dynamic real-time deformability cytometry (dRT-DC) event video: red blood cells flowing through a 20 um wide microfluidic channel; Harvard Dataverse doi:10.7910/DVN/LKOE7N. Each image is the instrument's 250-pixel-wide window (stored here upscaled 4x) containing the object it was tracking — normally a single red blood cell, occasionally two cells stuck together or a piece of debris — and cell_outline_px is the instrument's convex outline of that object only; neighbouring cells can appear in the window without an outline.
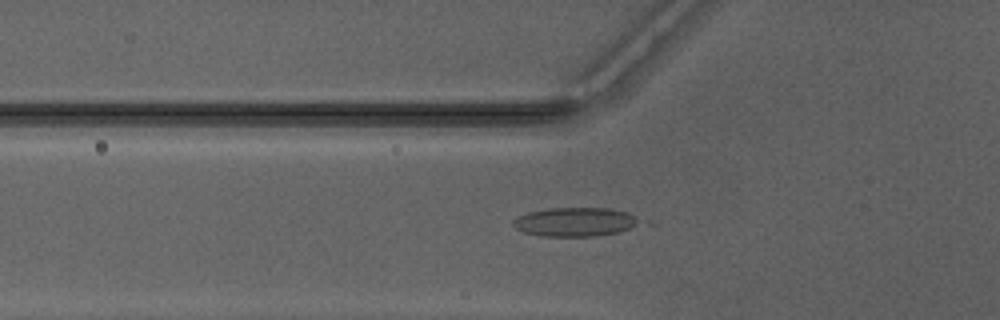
{"species": "Egyptian fruit bat (a non-hibernating species)", "species_latin": "Rousettus aegyptiacus", "temperature_condition": "warm", "stored_images_in_passage": 15, "camera_frame_rate_fps": 3000, "um_per_image_px": 0.085, "animal": {"sex": "male"}, "frame": {"image": 1, "passage_image": 10, "time_ms": 3.0, "image_size_px": [1000, 320], "cell_outline_px": [[640, 220], [636, 224], [628, 228], [616, 232], [596, 236], [540, 236], [524, 232], [516, 228], [512, 224], [512, 220], [528, 212], [548, 208], [612, 208], [628, 212]], "centroid_in_image_um": [48.84, 18.85], "position_along_channel_um": 77.0, "area_um2": 21.1}}
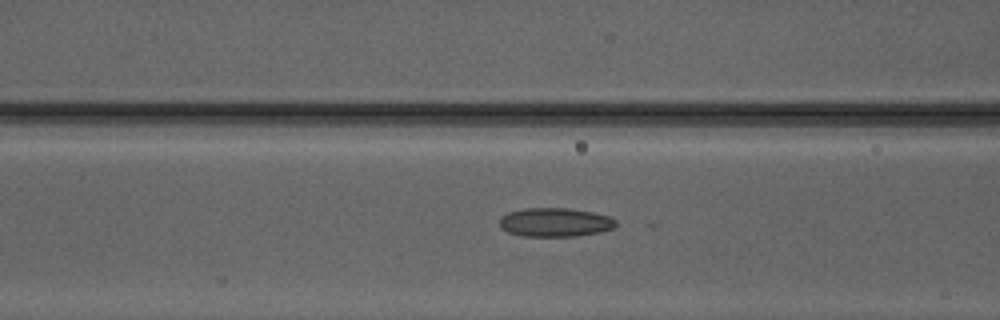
{"frame": {"image": 2, "passage_image": 13, "time_ms": 4.0, "image_size_px": [1000, 320], "cell_outline_px": [[616, 224], [612, 228], [600, 232], [576, 236], [524, 236], [508, 232], [500, 228], [500, 216], [508, 212], [524, 208], [568, 208], [592, 212], [608, 216], [616, 220]], "centroid_in_image_um": [47.15, 18.89], "position_along_channel_um": 119.5, "area_um2": 19.54}}